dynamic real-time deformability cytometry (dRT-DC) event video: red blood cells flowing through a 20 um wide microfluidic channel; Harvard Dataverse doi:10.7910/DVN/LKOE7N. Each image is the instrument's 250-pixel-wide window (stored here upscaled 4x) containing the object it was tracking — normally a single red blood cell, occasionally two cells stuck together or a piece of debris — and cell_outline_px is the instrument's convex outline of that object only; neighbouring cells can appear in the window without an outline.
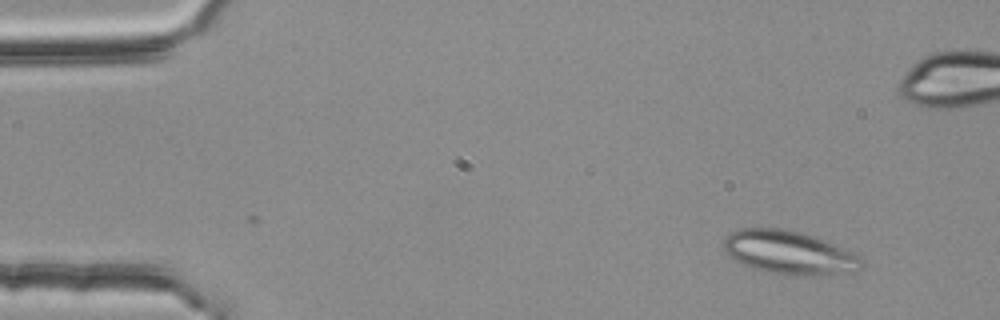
{"species": "common noctule bat (a hibernating species)", "species_latin": "Nyctalus noctula", "temperature_condition": "room temperature", "stored_images_in_passage": 49, "segment_of_instrument_passage": [1, 2], "camera_frame_rate_fps": 3000, "um_per_image_px": 0.085, "animal": {"sex": "female", "body_mass_g": 25.1}, "frame": {"image": 1, "passage_image": 1, "time_ms": 0.0, "image_size_px": [1000, 320], "cell_outline_px": [[864, 260], [860, 268], [856, 272], [812, 276], [768, 272], [740, 264], [728, 256], [724, 252], [724, 236], [740, 228], [780, 228], [800, 232], [812, 236], [852, 252], [860, 256]], "centroid_in_image_um": [67.05, 21.47], "position_along_channel_um": 18.0, "area_um2": 34.85}}